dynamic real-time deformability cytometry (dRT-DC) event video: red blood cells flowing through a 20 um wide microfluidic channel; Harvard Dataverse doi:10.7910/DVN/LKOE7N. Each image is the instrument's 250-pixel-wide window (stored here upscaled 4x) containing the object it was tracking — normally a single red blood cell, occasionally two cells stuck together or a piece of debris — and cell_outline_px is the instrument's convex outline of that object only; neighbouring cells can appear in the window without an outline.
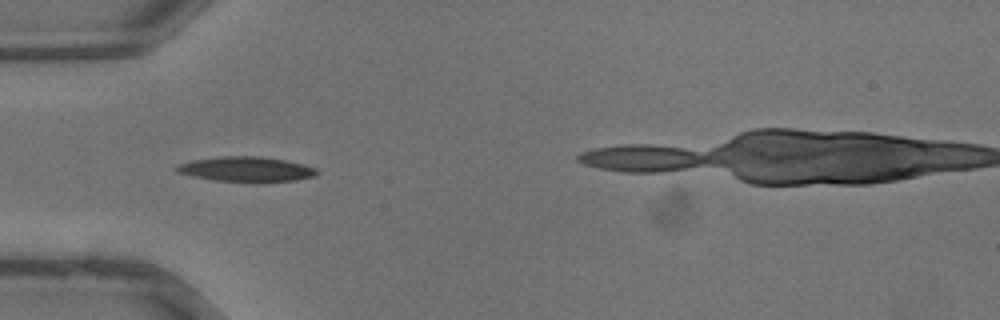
{"species": "common noctule bat (a hibernating species)", "species_latin": "Nyctalus noctula", "temperature_condition": "warm", "stored_images_in_passage": 24, "camera_frame_rate_fps": 3000, "um_per_image_px": 0.085, "animal": {"sex": "male", "body_mass_g": 13.3}, "frame": {"image": 1, "passage_image": 3, "time_ms": 0.667, "image_size_px": [1000, 320], "cell_outline_px": [[320, 172], [316, 176], [296, 180], [264, 184], [260, 184], [216, 180], [192, 176], [176, 172], [172, 168], [180, 164], [192, 160], [220, 156], [260, 156], [284, 160], [304, 164], [316, 168]], "centroid_in_image_um": [20.98, 14.41], "position_along_channel_um": 64.0, "area_um2": 21.1}}
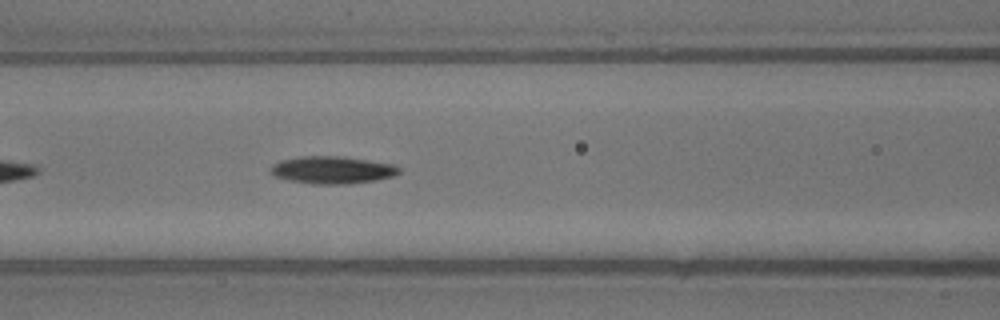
{"frame": {"image": 2, "passage_image": 7, "time_ms": 2.0, "image_size_px": [1000, 320], "cell_outline_px": [[400, 172], [392, 176], [376, 180], [348, 184], [312, 184], [292, 180], [276, 176], [272, 172], [272, 164], [280, 160], [300, 156], [344, 156], [392, 164], [400, 168]], "centroid_in_image_um": [28.26, 14.44], "position_along_channel_um": 138.3, "area_um2": 20.35}}
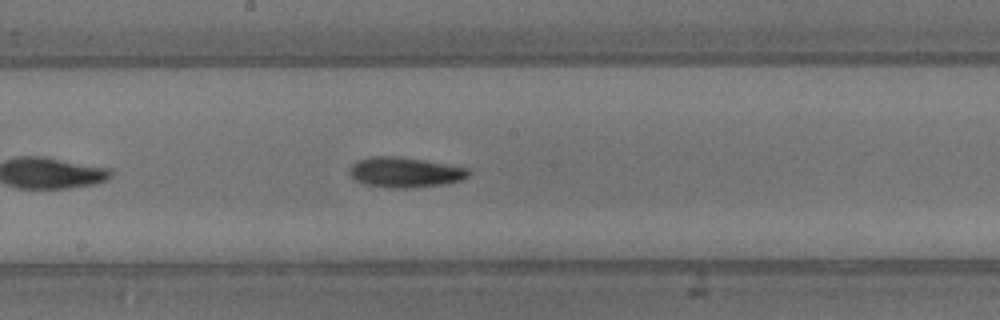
{"frame": {"image": 3, "passage_image": 11, "time_ms": 3.333, "image_size_px": [1000, 320], "cell_outline_px": [[472, 172], [468, 176], [460, 180], [444, 184], [412, 188], [392, 188], [364, 184], [356, 180], [352, 176], [352, 164], [356, 160], [368, 156], [392, 156], [424, 160], [468, 168]], "centroid_in_image_um": [34.44, 14.64], "position_along_channel_um": 213.8, "area_um2": 20.81}}